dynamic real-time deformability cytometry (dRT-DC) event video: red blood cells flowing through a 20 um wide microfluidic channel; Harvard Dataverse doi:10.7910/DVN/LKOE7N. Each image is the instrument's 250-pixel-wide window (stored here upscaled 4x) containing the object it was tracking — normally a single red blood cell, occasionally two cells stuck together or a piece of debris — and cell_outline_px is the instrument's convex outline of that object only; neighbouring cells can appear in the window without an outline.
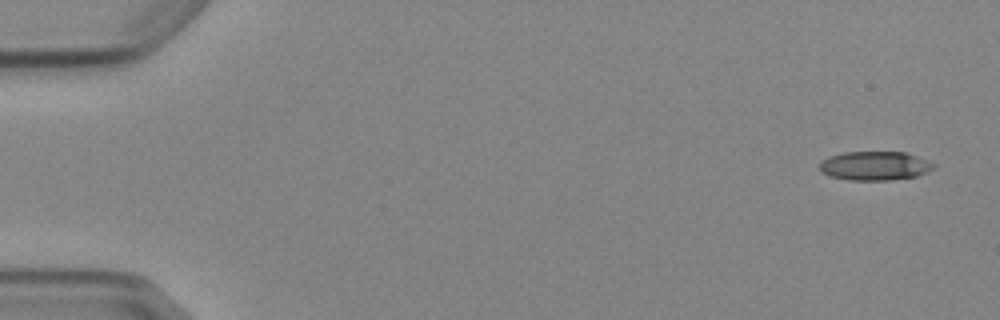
{"species": "Egyptian fruit bat (a non-hibernating species)", "species_latin": "Rousettus aegyptiacus", "temperature_condition": "cold", "stored_images_in_passage": 4, "camera_frame_rate_fps": 3000, "um_per_image_px": 0.085, "animal": {"sex": "female"}, "frame": {"image": 1, "passage_image": 1, "time_ms": 0.0, "image_size_px": [1000, 320], "cell_outline_px": [[936, 168], [928, 172], [916, 176], [892, 180], [848, 180], [832, 176], [820, 172], [820, 160], [828, 156], [844, 152], [904, 152], [928, 160], [936, 164]], "centroid_in_image_um": [74.37, 14.09], "position_along_channel_um": 10.6, "area_um2": 19.42}}